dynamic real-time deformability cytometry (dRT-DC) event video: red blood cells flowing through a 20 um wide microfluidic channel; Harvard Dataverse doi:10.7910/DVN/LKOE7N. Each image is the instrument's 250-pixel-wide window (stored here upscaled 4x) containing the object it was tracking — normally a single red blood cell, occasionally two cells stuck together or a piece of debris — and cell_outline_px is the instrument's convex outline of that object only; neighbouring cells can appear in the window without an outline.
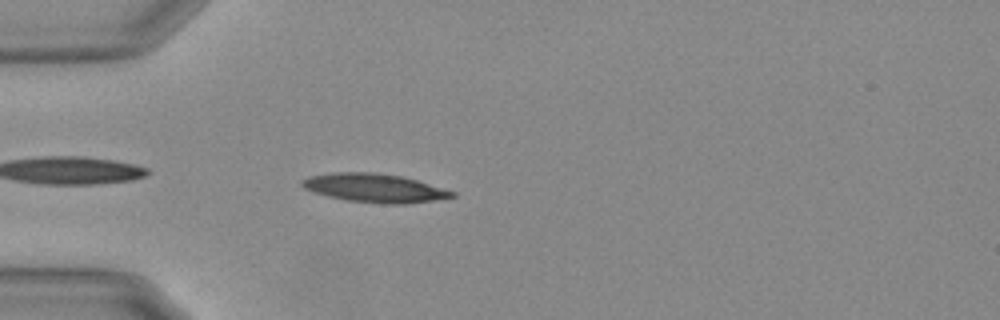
{"species": "Egyptian fruit bat (a non-hibernating species)", "species_latin": "Rousettus aegyptiacus", "temperature_condition": "warm", "stored_images_in_passage": 29, "camera_frame_rate_fps": 3000, "um_per_image_px": 0.085, "animal": {"sex": "female"}, "frame": {"image": 1, "passage_image": 3, "time_ms": 0.667, "image_size_px": [1000, 320], "cell_outline_px": [[456, 196], [432, 200], [404, 204], [384, 204], [348, 200], [316, 192], [304, 188], [300, 184], [300, 180], [312, 176], [336, 172], [372, 172], [400, 176], [416, 180], [456, 192]], "centroid_in_image_um": [31.85, 15.97], "position_along_channel_um": 53.2, "area_um2": 24.51}}
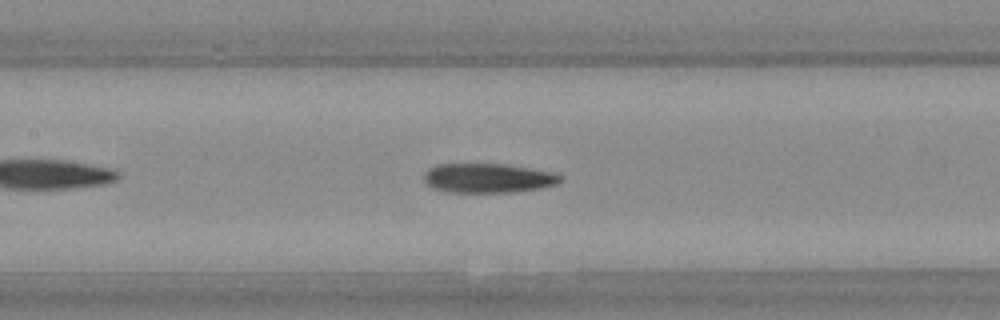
{"frame": {"image": 2, "passage_image": 13, "time_ms": 4.0, "image_size_px": [1000, 320], "cell_outline_px": [[560, 180], [556, 184], [536, 188], [508, 192], [444, 192], [432, 188], [424, 180], [424, 172], [440, 164], [500, 164], [528, 168], [548, 172], [560, 176]], "centroid_in_image_um": [41.38, 15.14], "position_along_channel_um": 166.0, "area_um2": 22.72}}
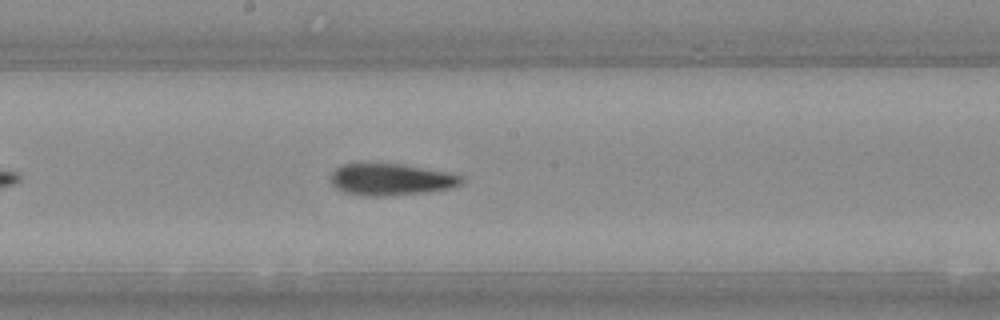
{"frame": {"image": 3, "passage_image": 17, "time_ms": 5.333, "image_size_px": [1000, 320], "cell_outline_px": [[460, 184], [448, 188], [428, 192], [384, 196], [364, 196], [344, 192], [336, 188], [332, 184], [332, 172], [336, 168], [344, 164], [396, 164], [444, 172], [460, 176]], "centroid_in_image_um": [33.15, 15.28], "position_along_channel_um": 215.0, "area_um2": 23.47}}